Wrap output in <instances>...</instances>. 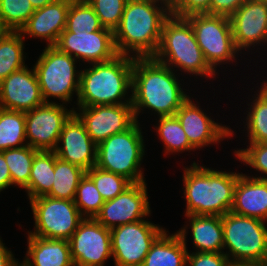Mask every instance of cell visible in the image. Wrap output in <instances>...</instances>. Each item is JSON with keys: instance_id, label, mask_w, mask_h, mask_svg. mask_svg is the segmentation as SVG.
I'll list each match as a JSON object with an SVG mask.
<instances>
[{"instance_id": "6da1fadb", "label": "cell", "mask_w": 267, "mask_h": 266, "mask_svg": "<svg viewBox=\"0 0 267 266\" xmlns=\"http://www.w3.org/2000/svg\"><path fill=\"white\" fill-rule=\"evenodd\" d=\"M180 76L153 57H133L131 104L135 120L140 121V113L147 110L157 117L175 115L191 96Z\"/></svg>"}, {"instance_id": "7a4b0ae2", "label": "cell", "mask_w": 267, "mask_h": 266, "mask_svg": "<svg viewBox=\"0 0 267 266\" xmlns=\"http://www.w3.org/2000/svg\"><path fill=\"white\" fill-rule=\"evenodd\" d=\"M170 15L169 0H127L120 24L113 32L117 53L134 58L153 57Z\"/></svg>"}, {"instance_id": "3957f363", "label": "cell", "mask_w": 267, "mask_h": 266, "mask_svg": "<svg viewBox=\"0 0 267 266\" xmlns=\"http://www.w3.org/2000/svg\"><path fill=\"white\" fill-rule=\"evenodd\" d=\"M240 174L237 170L220 171L195 161L190 166H183L184 215H225L233 206Z\"/></svg>"}, {"instance_id": "277c9868", "label": "cell", "mask_w": 267, "mask_h": 266, "mask_svg": "<svg viewBox=\"0 0 267 266\" xmlns=\"http://www.w3.org/2000/svg\"><path fill=\"white\" fill-rule=\"evenodd\" d=\"M82 69L79 94L74 101L77 107L131 104L133 57L118 54L112 60Z\"/></svg>"}, {"instance_id": "5b68a950", "label": "cell", "mask_w": 267, "mask_h": 266, "mask_svg": "<svg viewBox=\"0 0 267 266\" xmlns=\"http://www.w3.org/2000/svg\"><path fill=\"white\" fill-rule=\"evenodd\" d=\"M153 58L172 68L176 73L178 71V74L183 77L184 74L190 75V78L191 75L195 76L196 79L200 76L199 79L207 81L219 78V74L206 62L196 41L192 25L186 17L171 14L166 19L162 28L159 48Z\"/></svg>"}, {"instance_id": "8992f818", "label": "cell", "mask_w": 267, "mask_h": 266, "mask_svg": "<svg viewBox=\"0 0 267 266\" xmlns=\"http://www.w3.org/2000/svg\"><path fill=\"white\" fill-rule=\"evenodd\" d=\"M141 126L136 121L125 132L114 134L97 144L95 166L123 176L131 183L145 182V168L141 165L146 145Z\"/></svg>"}, {"instance_id": "52a82bcc", "label": "cell", "mask_w": 267, "mask_h": 266, "mask_svg": "<svg viewBox=\"0 0 267 266\" xmlns=\"http://www.w3.org/2000/svg\"><path fill=\"white\" fill-rule=\"evenodd\" d=\"M78 61L61 52L56 46H45L33 66L41 95L45 103L68 104L73 102V96L78 97L80 86V74L83 65ZM81 67V68H80ZM79 68V69H78Z\"/></svg>"}, {"instance_id": "ba28073f", "label": "cell", "mask_w": 267, "mask_h": 266, "mask_svg": "<svg viewBox=\"0 0 267 266\" xmlns=\"http://www.w3.org/2000/svg\"><path fill=\"white\" fill-rule=\"evenodd\" d=\"M222 225L223 253L230 263H267V222L229 211Z\"/></svg>"}, {"instance_id": "9c48e42d", "label": "cell", "mask_w": 267, "mask_h": 266, "mask_svg": "<svg viewBox=\"0 0 267 266\" xmlns=\"http://www.w3.org/2000/svg\"><path fill=\"white\" fill-rule=\"evenodd\" d=\"M186 18L192 25L196 41L206 62L216 73L220 75L218 68L221 66L223 69L232 64L238 66L236 64L240 62L238 58L241 55L234 44L230 17L196 13Z\"/></svg>"}, {"instance_id": "30bf717a", "label": "cell", "mask_w": 267, "mask_h": 266, "mask_svg": "<svg viewBox=\"0 0 267 266\" xmlns=\"http://www.w3.org/2000/svg\"><path fill=\"white\" fill-rule=\"evenodd\" d=\"M34 229L28 234L46 239L69 240L84 219L74 201L39 196L29 200Z\"/></svg>"}, {"instance_id": "8fae6325", "label": "cell", "mask_w": 267, "mask_h": 266, "mask_svg": "<svg viewBox=\"0 0 267 266\" xmlns=\"http://www.w3.org/2000/svg\"><path fill=\"white\" fill-rule=\"evenodd\" d=\"M166 230L147 219L112 228L114 266H142L155 240Z\"/></svg>"}, {"instance_id": "7c38bea8", "label": "cell", "mask_w": 267, "mask_h": 266, "mask_svg": "<svg viewBox=\"0 0 267 266\" xmlns=\"http://www.w3.org/2000/svg\"><path fill=\"white\" fill-rule=\"evenodd\" d=\"M66 104L44 103L25 112L26 142L37 150L54 151L64 123L74 113Z\"/></svg>"}, {"instance_id": "4fadbf2b", "label": "cell", "mask_w": 267, "mask_h": 266, "mask_svg": "<svg viewBox=\"0 0 267 266\" xmlns=\"http://www.w3.org/2000/svg\"><path fill=\"white\" fill-rule=\"evenodd\" d=\"M68 241L75 266H105L112 258L110 229L95 218H84Z\"/></svg>"}, {"instance_id": "5bb4252c", "label": "cell", "mask_w": 267, "mask_h": 266, "mask_svg": "<svg viewBox=\"0 0 267 266\" xmlns=\"http://www.w3.org/2000/svg\"><path fill=\"white\" fill-rule=\"evenodd\" d=\"M196 99H193L191 95L175 113L189 143L196 150L199 149L200 151V149L203 150V148L211 147L214 144L219 145L224 139H227L228 142V138L236 136L234 134L236 132L231 129L230 125L215 122V118L210 116L211 113L208 114L206 109L201 108Z\"/></svg>"}, {"instance_id": "9a60e30c", "label": "cell", "mask_w": 267, "mask_h": 266, "mask_svg": "<svg viewBox=\"0 0 267 266\" xmlns=\"http://www.w3.org/2000/svg\"><path fill=\"white\" fill-rule=\"evenodd\" d=\"M230 21L234 44L240 54L246 55L247 53L248 56L250 49L251 54H253L252 50L260 54L259 50L263 51L264 47L267 48V4L265 2L245 1L230 16Z\"/></svg>"}, {"instance_id": "2e32d148", "label": "cell", "mask_w": 267, "mask_h": 266, "mask_svg": "<svg viewBox=\"0 0 267 266\" xmlns=\"http://www.w3.org/2000/svg\"><path fill=\"white\" fill-rule=\"evenodd\" d=\"M147 183H132L112 200L105 201L95 219L107 229L151 216Z\"/></svg>"}, {"instance_id": "e0dca14e", "label": "cell", "mask_w": 267, "mask_h": 266, "mask_svg": "<svg viewBox=\"0 0 267 266\" xmlns=\"http://www.w3.org/2000/svg\"><path fill=\"white\" fill-rule=\"evenodd\" d=\"M72 106L74 114L84 124L87 133L96 144L114 134L125 132L136 122L132 104Z\"/></svg>"}, {"instance_id": "ac0fdd59", "label": "cell", "mask_w": 267, "mask_h": 266, "mask_svg": "<svg viewBox=\"0 0 267 266\" xmlns=\"http://www.w3.org/2000/svg\"><path fill=\"white\" fill-rule=\"evenodd\" d=\"M55 46L75 58L79 65L106 62L118 55L113 31L107 28L89 33L62 32Z\"/></svg>"}, {"instance_id": "d6986e66", "label": "cell", "mask_w": 267, "mask_h": 266, "mask_svg": "<svg viewBox=\"0 0 267 266\" xmlns=\"http://www.w3.org/2000/svg\"><path fill=\"white\" fill-rule=\"evenodd\" d=\"M44 103L33 66L11 73L0 83V108L28 112Z\"/></svg>"}, {"instance_id": "ffe728a7", "label": "cell", "mask_w": 267, "mask_h": 266, "mask_svg": "<svg viewBox=\"0 0 267 266\" xmlns=\"http://www.w3.org/2000/svg\"><path fill=\"white\" fill-rule=\"evenodd\" d=\"M54 151L60 159L85 171L96 165L97 144L74 113L64 123Z\"/></svg>"}, {"instance_id": "44dd1931", "label": "cell", "mask_w": 267, "mask_h": 266, "mask_svg": "<svg viewBox=\"0 0 267 266\" xmlns=\"http://www.w3.org/2000/svg\"><path fill=\"white\" fill-rule=\"evenodd\" d=\"M72 0H56L36 9L19 31L22 37L40 39L46 46H55L60 34L65 30L67 14ZM26 36V37H25Z\"/></svg>"}, {"instance_id": "7402d4cb", "label": "cell", "mask_w": 267, "mask_h": 266, "mask_svg": "<svg viewBox=\"0 0 267 266\" xmlns=\"http://www.w3.org/2000/svg\"><path fill=\"white\" fill-rule=\"evenodd\" d=\"M187 218L186 224L176 232L181 237L187 251L188 229L191 231L193 252H223V225L222 216L208 215H184Z\"/></svg>"}, {"instance_id": "603a6c76", "label": "cell", "mask_w": 267, "mask_h": 266, "mask_svg": "<svg viewBox=\"0 0 267 266\" xmlns=\"http://www.w3.org/2000/svg\"><path fill=\"white\" fill-rule=\"evenodd\" d=\"M230 211L267 222V180L253 178L241 172Z\"/></svg>"}, {"instance_id": "cb8c5ba5", "label": "cell", "mask_w": 267, "mask_h": 266, "mask_svg": "<svg viewBox=\"0 0 267 266\" xmlns=\"http://www.w3.org/2000/svg\"><path fill=\"white\" fill-rule=\"evenodd\" d=\"M27 250L20 266H75L68 240L46 239L27 233Z\"/></svg>"}, {"instance_id": "d4e9b609", "label": "cell", "mask_w": 267, "mask_h": 266, "mask_svg": "<svg viewBox=\"0 0 267 266\" xmlns=\"http://www.w3.org/2000/svg\"><path fill=\"white\" fill-rule=\"evenodd\" d=\"M260 84V87L256 86L257 91L251 90V93L255 94L248 95L252 99L247 97L251 102L246 101L245 104L248 107L244 112V115H247L243 119L242 131H246L244 135L248 138V143H267V77Z\"/></svg>"}, {"instance_id": "484cf974", "label": "cell", "mask_w": 267, "mask_h": 266, "mask_svg": "<svg viewBox=\"0 0 267 266\" xmlns=\"http://www.w3.org/2000/svg\"><path fill=\"white\" fill-rule=\"evenodd\" d=\"M187 253L179 234L165 230L152 244L142 266H186Z\"/></svg>"}, {"instance_id": "4316f807", "label": "cell", "mask_w": 267, "mask_h": 266, "mask_svg": "<svg viewBox=\"0 0 267 266\" xmlns=\"http://www.w3.org/2000/svg\"><path fill=\"white\" fill-rule=\"evenodd\" d=\"M55 151L39 150L31 167L29 184L24 188L28 200L46 195L52 188Z\"/></svg>"}, {"instance_id": "83f0119b", "label": "cell", "mask_w": 267, "mask_h": 266, "mask_svg": "<svg viewBox=\"0 0 267 266\" xmlns=\"http://www.w3.org/2000/svg\"><path fill=\"white\" fill-rule=\"evenodd\" d=\"M155 125L153 127L157 138L164 144V155L191 153L197 151L188 141L187 136L176 115L172 116H155ZM158 118V119H157Z\"/></svg>"}, {"instance_id": "f1b7e54d", "label": "cell", "mask_w": 267, "mask_h": 266, "mask_svg": "<svg viewBox=\"0 0 267 266\" xmlns=\"http://www.w3.org/2000/svg\"><path fill=\"white\" fill-rule=\"evenodd\" d=\"M85 174L86 171L83 168L60 159L55 153L53 185L46 196L74 201L76 189Z\"/></svg>"}, {"instance_id": "f546056e", "label": "cell", "mask_w": 267, "mask_h": 266, "mask_svg": "<svg viewBox=\"0 0 267 266\" xmlns=\"http://www.w3.org/2000/svg\"><path fill=\"white\" fill-rule=\"evenodd\" d=\"M24 42L19 31H6L0 38V83L11 73L27 66Z\"/></svg>"}, {"instance_id": "4dcf8cb0", "label": "cell", "mask_w": 267, "mask_h": 266, "mask_svg": "<svg viewBox=\"0 0 267 266\" xmlns=\"http://www.w3.org/2000/svg\"><path fill=\"white\" fill-rule=\"evenodd\" d=\"M26 145L25 112L0 108V152Z\"/></svg>"}, {"instance_id": "1f68e13d", "label": "cell", "mask_w": 267, "mask_h": 266, "mask_svg": "<svg viewBox=\"0 0 267 266\" xmlns=\"http://www.w3.org/2000/svg\"><path fill=\"white\" fill-rule=\"evenodd\" d=\"M38 151L29 145L1 151L9 168L13 187L24 189L29 184L31 167Z\"/></svg>"}, {"instance_id": "d6a6232c", "label": "cell", "mask_w": 267, "mask_h": 266, "mask_svg": "<svg viewBox=\"0 0 267 266\" xmlns=\"http://www.w3.org/2000/svg\"><path fill=\"white\" fill-rule=\"evenodd\" d=\"M99 17L87 0H72L63 32H94L102 30Z\"/></svg>"}, {"instance_id": "836d02e7", "label": "cell", "mask_w": 267, "mask_h": 266, "mask_svg": "<svg viewBox=\"0 0 267 266\" xmlns=\"http://www.w3.org/2000/svg\"><path fill=\"white\" fill-rule=\"evenodd\" d=\"M34 11L29 0H0V22L7 31H20Z\"/></svg>"}, {"instance_id": "e575fe53", "label": "cell", "mask_w": 267, "mask_h": 266, "mask_svg": "<svg viewBox=\"0 0 267 266\" xmlns=\"http://www.w3.org/2000/svg\"><path fill=\"white\" fill-rule=\"evenodd\" d=\"M86 175L93 181L104 201L114 199L132 184L125 177L97 166L87 170Z\"/></svg>"}, {"instance_id": "d590c367", "label": "cell", "mask_w": 267, "mask_h": 266, "mask_svg": "<svg viewBox=\"0 0 267 266\" xmlns=\"http://www.w3.org/2000/svg\"><path fill=\"white\" fill-rule=\"evenodd\" d=\"M74 203L84 218H95L105 203L95 184L86 174L76 189Z\"/></svg>"}, {"instance_id": "8d00e7d4", "label": "cell", "mask_w": 267, "mask_h": 266, "mask_svg": "<svg viewBox=\"0 0 267 266\" xmlns=\"http://www.w3.org/2000/svg\"><path fill=\"white\" fill-rule=\"evenodd\" d=\"M247 148H235L234 157L241 164L252 167L259 174L250 177L267 180V143H247ZM260 175V176H259Z\"/></svg>"}, {"instance_id": "74e56055", "label": "cell", "mask_w": 267, "mask_h": 266, "mask_svg": "<svg viewBox=\"0 0 267 266\" xmlns=\"http://www.w3.org/2000/svg\"><path fill=\"white\" fill-rule=\"evenodd\" d=\"M104 28L114 30L119 26L127 0H87Z\"/></svg>"}, {"instance_id": "f35d334b", "label": "cell", "mask_w": 267, "mask_h": 266, "mask_svg": "<svg viewBox=\"0 0 267 266\" xmlns=\"http://www.w3.org/2000/svg\"><path fill=\"white\" fill-rule=\"evenodd\" d=\"M211 0H170L171 14L186 17L190 14H209Z\"/></svg>"}, {"instance_id": "ab89813d", "label": "cell", "mask_w": 267, "mask_h": 266, "mask_svg": "<svg viewBox=\"0 0 267 266\" xmlns=\"http://www.w3.org/2000/svg\"><path fill=\"white\" fill-rule=\"evenodd\" d=\"M230 261L223 253L188 251L186 266H229Z\"/></svg>"}, {"instance_id": "60d3db41", "label": "cell", "mask_w": 267, "mask_h": 266, "mask_svg": "<svg viewBox=\"0 0 267 266\" xmlns=\"http://www.w3.org/2000/svg\"><path fill=\"white\" fill-rule=\"evenodd\" d=\"M247 0H211L209 14L230 17Z\"/></svg>"}, {"instance_id": "b9f144b4", "label": "cell", "mask_w": 267, "mask_h": 266, "mask_svg": "<svg viewBox=\"0 0 267 266\" xmlns=\"http://www.w3.org/2000/svg\"><path fill=\"white\" fill-rule=\"evenodd\" d=\"M0 235V266H20L19 259L15 258L11 249L5 246Z\"/></svg>"}, {"instance_id": "7bdbcfd3", "label": "cell", "mask_w": 267, "mask_h": 266, "mask_svg": "<svg viewBox=\"0 0 267 266\" xmlns=\"http://www.w3.org/2000/svg\"><path fill=\"white\" fill-rule=\"evenodd\" d=\"M12 180L9 168L2 152H0V194L4 190L11 188Z\"/></svg>"}, {"instance_id": "ee69618b", "label": "cell", "mask_w": 267, "mask_h": 266, "mask_svg": "<svg viewBox=\"0 0 267 266\" xmlns=\"http://www.w3.org/2000/svg\"><path fill=\"white\" fill-rule=\"evenodd\" d=\"M29 1L31 2L33 8L36 10L43 8L44 6L51 4L56 0H29Z\"/></svg>"}, {"instance_id": "f6af8a7d", "label": "cell", "mask_w": 267, "mask_h": 266, "mask_svg": "<svg viewBox=\"0 0 267 266\" xmlns=\"http://www.w3.org/2000/svg\"><path fill=\"white\" fill-rule=\"evenodd\" d=\"M229 266H267V263H230Z\"/></svg>"}, {"instance_id": "bcb514c9", "label": "cell", "mask_w": 267, "mask_h": 266, "mask_svg": "<svg viewBox=\"0 0 267 266\" xmlns=\"http://www.w3.org/2000/svg\"><path fill=\"white\" fill-rule=\"evenodd\" d=\"M7 30L3 27L2 23L0 22V38L5 34Z\"/></svg>"}]
</instances>
